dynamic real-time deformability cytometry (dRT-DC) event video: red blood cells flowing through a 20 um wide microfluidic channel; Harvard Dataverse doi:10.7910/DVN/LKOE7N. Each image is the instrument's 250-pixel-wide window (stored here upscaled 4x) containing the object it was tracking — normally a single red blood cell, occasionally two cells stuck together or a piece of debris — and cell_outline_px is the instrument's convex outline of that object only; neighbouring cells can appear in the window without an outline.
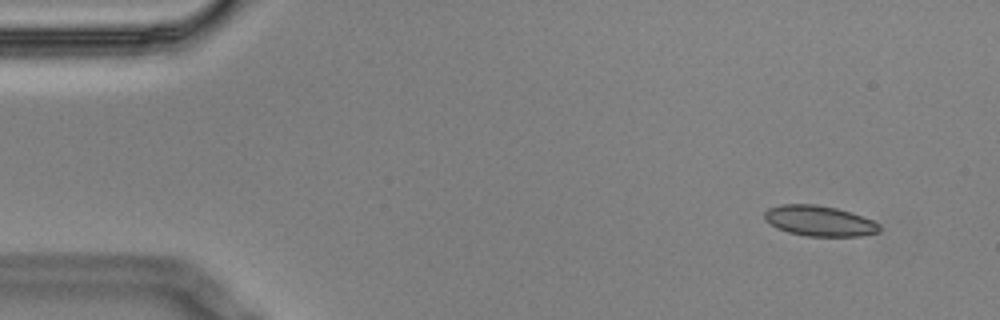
{"species": "Egyptian fruit bat (a non-hibernating species)", "species_latin": "Rousettus aegyptiacus", "temperature_condition": "cold", "stored_images_in_passage": 5, "camera_frame_rate_fps": 3000, "um_per_image_px": 0.085, "animal": {"sex": "male"}, "frame": {"image": 1, "passage_image": 2, "time_ms": 0.333, "image_size_px": [1000, 320], "cell_outline_px": [[880, 232], [860, 236], [804, 236], [788, 232], [776, 228], [764, 220], [764, 212], [768, 208], [780, 204], [816, 204], [836, 208], [852, 212], [872, 220], [880, 224]], "centroid_in_image_um": [69.63, 18.77], "position_along_channel_um": 15.4, "area_um2": 20.63}}
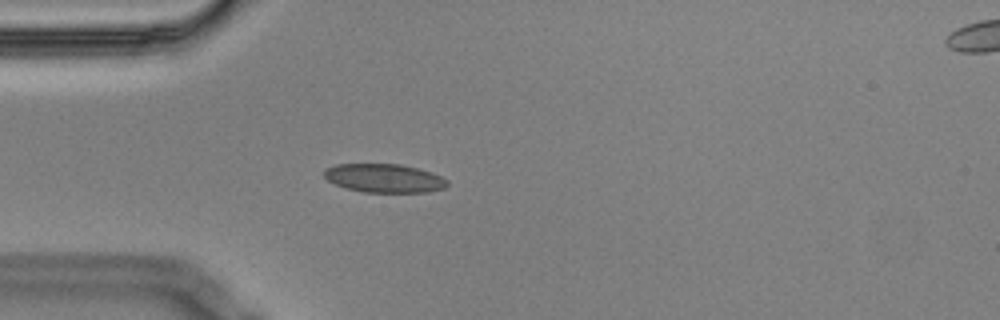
{"frame": {"image": 2, "passage_image": 5, "time_ms": 1.333, "image_size_px": [1000, 320], "cell_outline_px": [[448, 184], [444, 188], [428, 192], [364, 192], [344, 188], [328, 180], [324, 176], [324, 168], [336, 164], [400, 164], [432, 172], [448, 180]], "centroid_in_image_um": [32.65, 15.14], "position_along_channel_um": 52.4, "area_um2": 20.58}}